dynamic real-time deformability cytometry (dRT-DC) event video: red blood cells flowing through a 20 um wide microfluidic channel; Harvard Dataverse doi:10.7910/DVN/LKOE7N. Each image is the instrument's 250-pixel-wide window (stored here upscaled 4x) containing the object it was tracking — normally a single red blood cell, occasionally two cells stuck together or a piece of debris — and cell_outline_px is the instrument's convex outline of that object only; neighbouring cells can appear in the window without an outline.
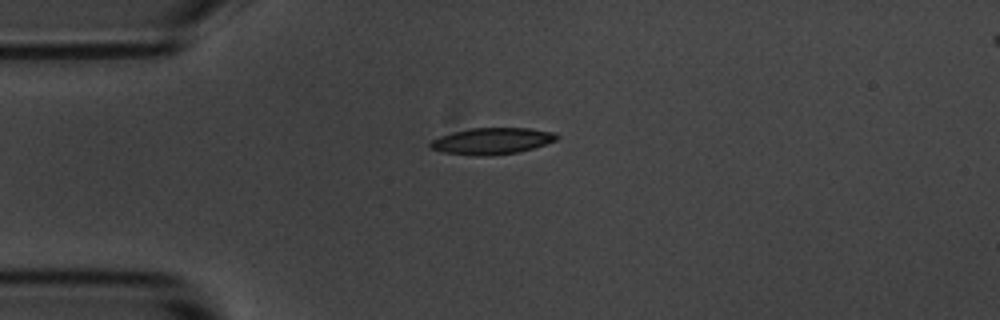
{"species": "common noctule bat (a hibernating species)", "species_latin": "Nyctalus noctula", "temperature_condition": "room temperature", "stored_images_in_passage": 2, "camera_frame_rate_fps": 3000, "um_per_image_px": 0.085, "animal": {"sex": "male", "body_mass_g": 20.1, "forearm_length_mm": 53.5}, "frame": {"image": 1, "passage_image": 2, "time_ms": 0.333, "image_size_px": [1000, 320], "cell_outline_px": [[560, 136], [556, 140], [532, 148], [516, 152], [492, 156], [476, 156], [444, 152], [428, 148], [428, 144], [432, 140], [440, 136], [452, 132], [468, 128], [528, 128], [556, 132]], "centroid_in_image_um": [41.79, 11.98], "position_along_channel_um": 43.2, "area_um2": 19.59}}